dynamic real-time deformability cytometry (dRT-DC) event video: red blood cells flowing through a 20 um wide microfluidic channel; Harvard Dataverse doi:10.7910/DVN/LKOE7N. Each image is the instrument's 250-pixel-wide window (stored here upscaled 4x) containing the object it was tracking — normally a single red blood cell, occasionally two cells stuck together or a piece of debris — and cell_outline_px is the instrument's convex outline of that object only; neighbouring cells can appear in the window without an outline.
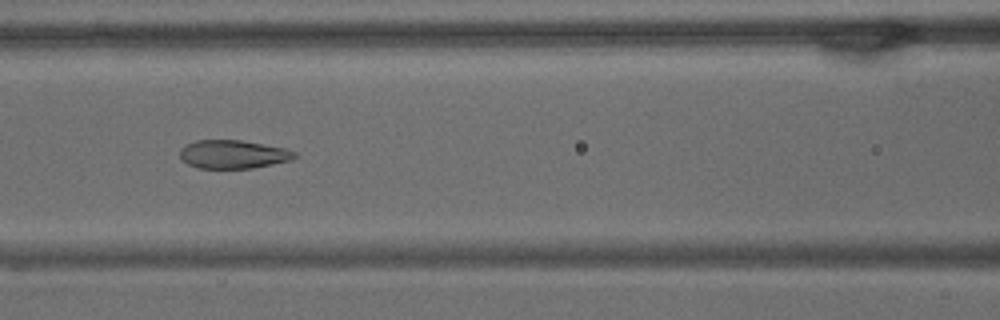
{"species": "common noctule bat (a hibernating species)", "species_latin": "Nyctalus noctula", "temperature_condition": "warm", "stored_images_in_passage": 60, "camera_frame_rate_fps": 3000, "um_per_image_px": 0.085, "animal": {"sex": "male", "body_mass_g": 15.6}, "frame": {"image": 1, "passage_image": 26, "time_ms": 8.333, "image_size_px": [1000, 320], "cell_outline_px": [[296, 156], [292, 160], [252, 168], [196, 168], [188, 164], [180, 156], [180, 148], [184, 144], [196, 140], [240, 140], [264, 144], [284, 148], [296, 152]], "centroid_in_image_um": [19.79, 13.11], "position_along_channel_um": 146.8, "area_um2": 19.02}}
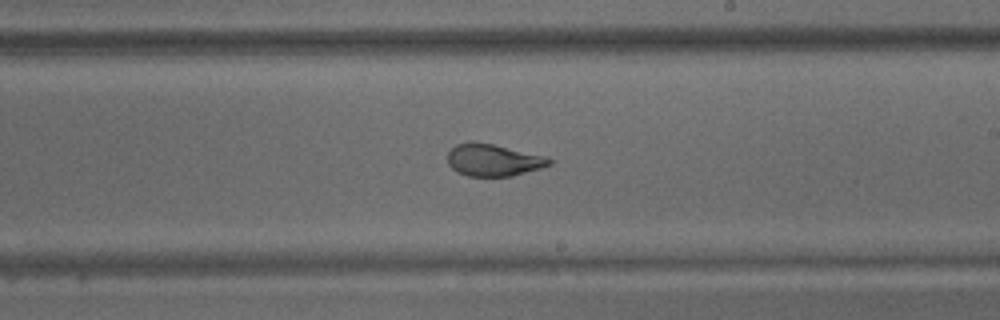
{"frame": {"image": 2, "passage_image": 35, "time_ms": 11.333, "image_size_px": [1000, 320], "cell_outline_px": [[552, 164], [540, 168], [512, 176], [468, 176], [452, 168], [448, 164], [448, 152], [456, 144], [472, 140], [492, 144], [548, 156], [552, 160]], "centroid_in_image_um": [41.94, 13.59], "position_along_channel_um": 247.1, "area_um2": 19.07}}
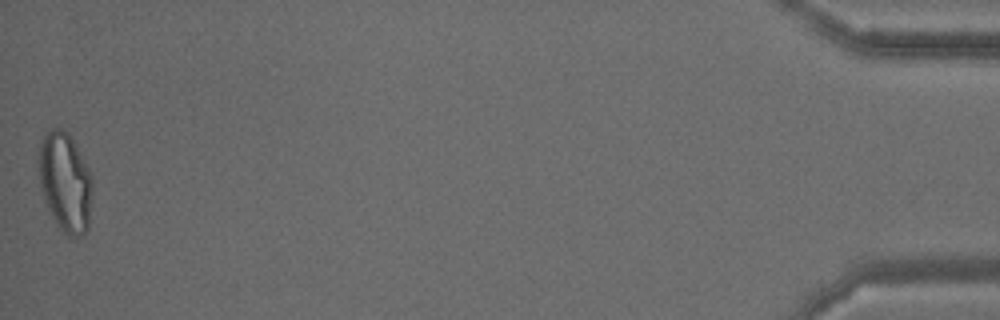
{"frame": {"image": 3, "passage_image": 60, "time_ms": 19.667, "image_size_px": [1000, 320], "cell_outline_px": [[92, 192], [88, 228], [80, 236], [72, 240], [56, 224], [44, 200], [40, 188], [36, 160], [40, 140], [52, 128], [60, 128], [68, 132], [84, 160], [92, 176]], "centroid_in_image_um": [5.51, 15.48], "position_along_channel_um": 429.7, "area_um2": 31.62}, "authors_computed_cell_mechanics": {"area_um2": 23.3801, "velocity_mm_per_s": 3.3495, "shape_relaxation_time_tau1_ms": 11.3288, "shape_relaxation_time_tau2_ms": 0.9796, "deformation_change_tau1": 0.2723, "deformation_change_tau2": 0.0739}}